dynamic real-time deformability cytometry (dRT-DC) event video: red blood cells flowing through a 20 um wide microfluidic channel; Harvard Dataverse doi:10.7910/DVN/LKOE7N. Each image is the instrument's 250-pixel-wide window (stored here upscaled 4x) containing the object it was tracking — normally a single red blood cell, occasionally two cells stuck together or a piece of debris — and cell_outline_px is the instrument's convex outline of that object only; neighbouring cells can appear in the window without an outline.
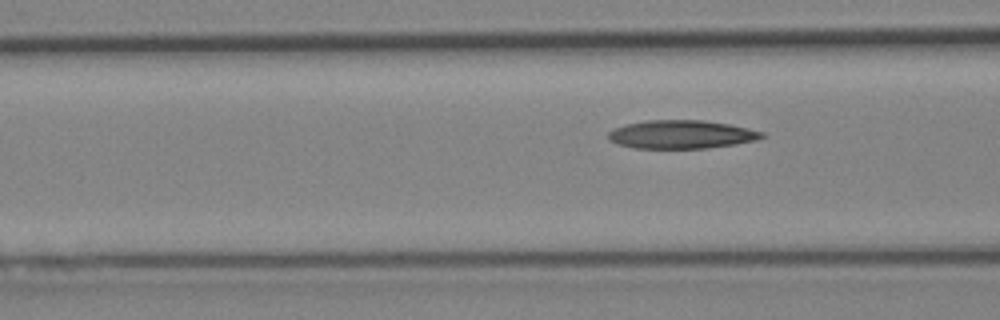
{"species": "Egyptian fruit bat (a non-hibernating species)", "species_latin": "Rousettus aegyptiacus", "temperature_condition": "cold", "stored_images_in_passage": 5, "camera_frame_rate_fps": 3000, "um_per_image_px": 0.085, "animal": {"sex": "female"}, "frame": {"image": 1, "passage_image": 5, "time_ms": 5.667, "image_size_px": [1000, 320], "cell_outline_px": [[764, 136], [756, 140], [736, 144], [704, 148], [636, 148], [616, 144], [608, 140], [608, 132], [612, 128], [624, 124], [644, 120], [704, 120], [728, 124], [748, 128], [764, 132]], "centroid_in_image_um": [57.86, 11.42], "position_along_channel_um": 108.7, "area_um2": 25.55}}